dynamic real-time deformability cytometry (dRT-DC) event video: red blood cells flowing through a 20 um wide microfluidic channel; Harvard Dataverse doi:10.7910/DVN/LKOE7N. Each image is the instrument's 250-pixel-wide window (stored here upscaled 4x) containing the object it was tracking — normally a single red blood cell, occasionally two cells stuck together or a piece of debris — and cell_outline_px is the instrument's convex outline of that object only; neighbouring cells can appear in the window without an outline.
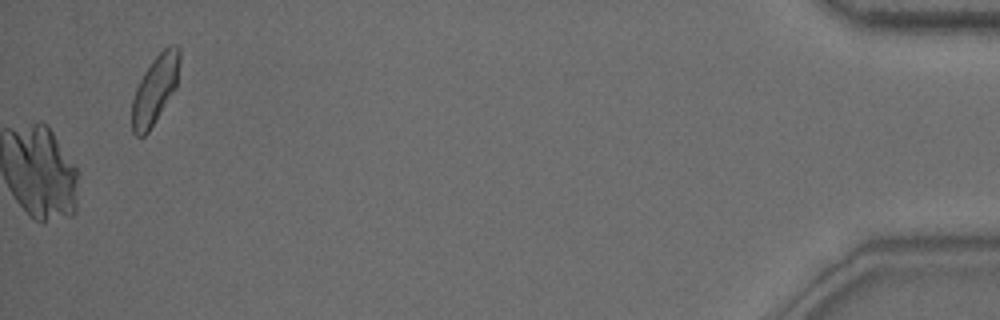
{"species": "common noctule bat (a hibernating species)", "species_latin": "Nyctalus noctula", "temperature_condition": "warm", "stored_images_in_passage": 48, "camera_frame_rate_fps": 3000, "um_per_image_px": 0.085, "animal": {"sex": "male", "body_mass_g": 15.6}, "frame": {"image": 1, "passage_image": 48, "time_ms": 15.667, "image_size_px": [1000, 320], "cell_outline_px": [[180, 60], [176, 88], [148, 132], [144, 136], [136, 136], [132, 132], [132, 100], [136, 88], [144, 72], [152, 60], [168, 44], [176, 44], [180, 48]], "centroid_in_image_um": [13.19, 7.58], "position_along_channel_um": 422.0, "area_um2": 18.96}}